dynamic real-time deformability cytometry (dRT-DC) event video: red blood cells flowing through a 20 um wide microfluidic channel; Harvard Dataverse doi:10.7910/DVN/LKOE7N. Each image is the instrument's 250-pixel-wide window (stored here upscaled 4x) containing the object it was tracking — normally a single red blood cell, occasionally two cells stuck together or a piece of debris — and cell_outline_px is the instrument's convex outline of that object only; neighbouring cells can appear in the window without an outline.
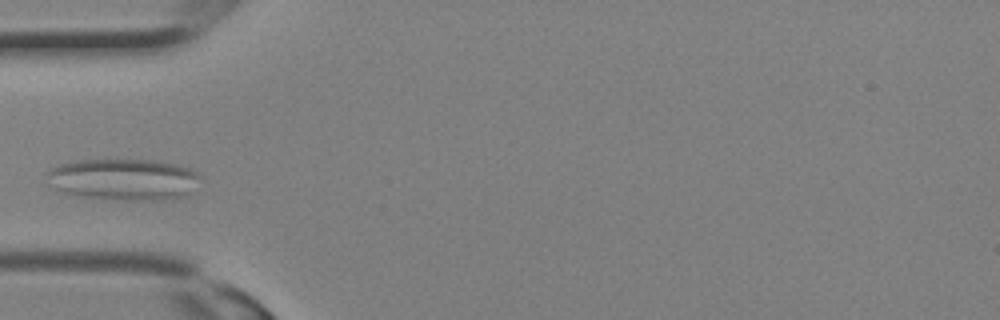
{"species": "Egyptian fruit bat (a non-hibernating species)", "species_latin": "Rousettus aegyptiacus", "temperature_condition": "room temperature", "stored_images_in_passage": 29, "camera_frame_rate_fps": 3000, "um_per_image_px": 0.085, "animal": {"sex": "female"}, "frame": {"image": 1, "passage_image": 7, "time_ms": 2.0, "image_size_px": [1000, 320], "cell_outline_px": [[204, 176], [192, 196], [164, 200], [120, 200], [84, 196], [64, 192], [48, 184], [44, 176], [44, 172], [56, 164], [76, 160], [156, 160], [180, 164], [192, 168], [200, 172]], "centroid_in_image_um": [10.61, 15.24], "position_along_channel_um": 74.4, "area_um2": 38.44}}
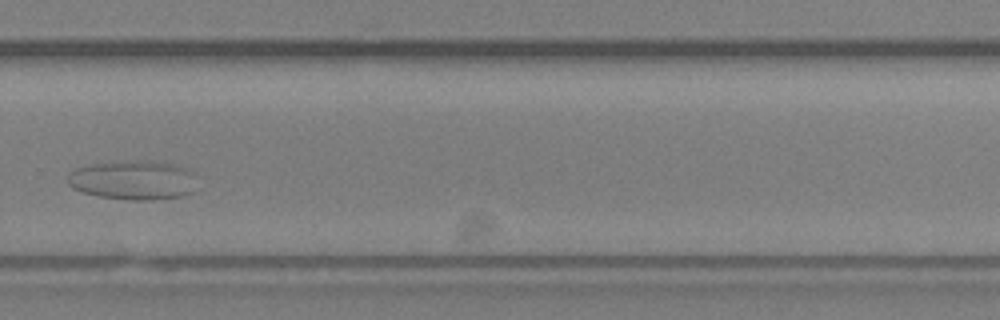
{"frame": {"image": 2, "passage_image": 19, "time_ms": 6.0, "image_size_px": [1000, 320], "cell_outline_px": [[196, 192], [180, 196], [152, 200], [132, 200], [100, 196], [84, 192], [72, 188], [68, 184], [68, 176], [76, 168], [88, 164], [136, 160], [148, 160], [172, 164], [188, 168], [192, 172]], "centroid_in_image_um": [11.34, 15.3], "position_along_channel_um": 318.5, "area_um2": 29.59}}
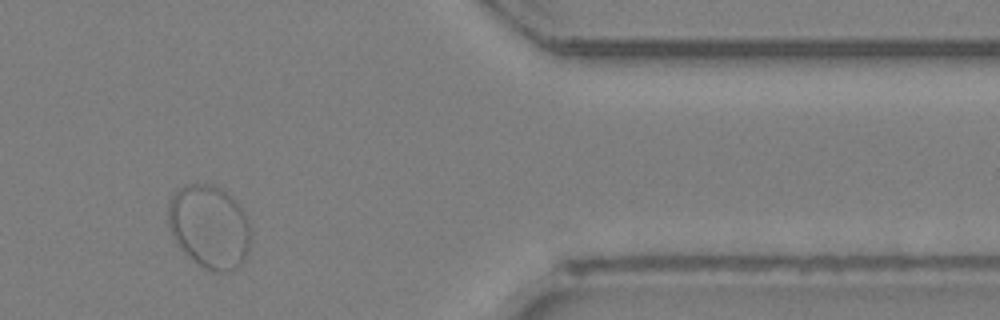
{"frame": {"image": 3, "passage_image": 24, "time_ms": 7.667, "image_size_px": [1000, 320], "cell_outline_px": [[252, 232], [248, 252], [244, 260], [236, 268], [228, 272], [212, 272], [188, 256], [176, 244], [172, 236], [168, 224], [168, 204], [176, 188], [188, 184], [212, 184], [220, 188], [240, 204], [248, 220]], "centroid_in_image_um": [17.8, 19.26], "position_along_channel_um": 393.6, "area_um2": 40.52}}